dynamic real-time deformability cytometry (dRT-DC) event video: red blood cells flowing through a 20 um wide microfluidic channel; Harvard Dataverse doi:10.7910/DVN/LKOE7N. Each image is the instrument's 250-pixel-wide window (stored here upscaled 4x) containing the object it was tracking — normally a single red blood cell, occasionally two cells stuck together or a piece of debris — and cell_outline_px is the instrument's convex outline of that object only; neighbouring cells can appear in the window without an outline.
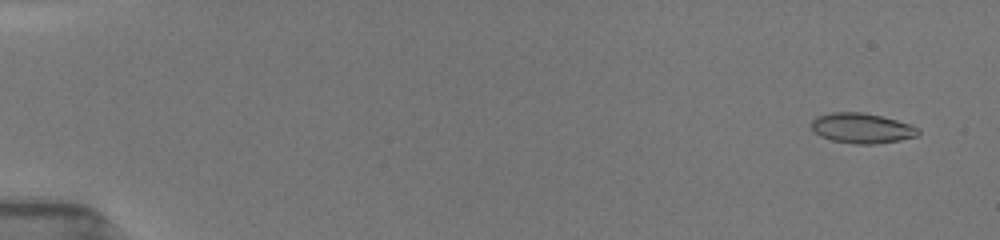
{"species": "common noctule bat (a hibernating species)", "species_latin": "Nyctalus noctula", "temperature_condition": "room temperature", "stored_images_in_passage": 9, "camera_frame_rate_fps": 3000, "um_per_image_px": 0.085, "animal": {"sex": "female", "body_mass_g": 19.5, "forearm_length_mm": 54.1}, "frame": {"image": 1, "passage_image": 2, "time_ms": 0.333, "image_size_px": [1000, 240], "cell_outline_px": [[920, 132], [916, 136], [900, 140], [876, 144], [856, 144], [832, 140], [820, 136], [812, 128], [812, 120], [816, 116], [832, 112], [864, 112], [896, 120], [920, 128]], "centroid_in_image_um": [73.26, 10.89], "position_along_channel_um": 11.7, "area_um2": 18.67}}
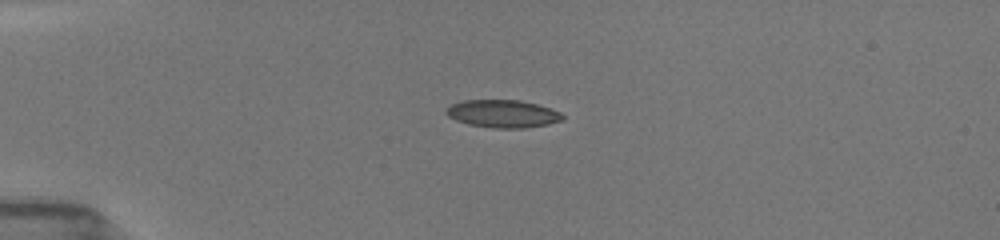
{"frame": {"image": 2, "passage_image": 6, "time_ms": 1.667, "image_size_px": [1000, 240], "cell_outline_px": [[564, 120], [548, 124], [524, 128], [492, 128], [468, 124], [456, 120], [448, 116], [444, 112], [452, 104], [464, 100], [520, 100], [536, 104], [560, 112], [564, 116]], "centroid_in_image_um": [42.74, 9.67], "position_along_channel_um": 42.3, "area_um2": 18.73}}
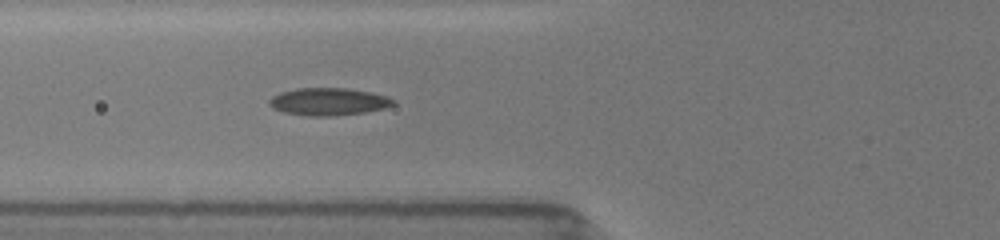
{"frame": {"image": 3, "passage_image": 9, "time_ms": 2.667, "image_size_px": [1000, 240], "cell_outline_px": [[396, 104], [384, 108], [364, 112], [332, 116], [308, 116], [284, 112], [272, 108], [268, 104], [268, 100], [272, 96], [280, 92], [296, 88], [348, 88], [372, 92], [388, 96], [396, 100]], "centroid_in_image_um": [27.93, 8.63], "position_along_channel_um": 97.9, "area_um2": 20.06}}